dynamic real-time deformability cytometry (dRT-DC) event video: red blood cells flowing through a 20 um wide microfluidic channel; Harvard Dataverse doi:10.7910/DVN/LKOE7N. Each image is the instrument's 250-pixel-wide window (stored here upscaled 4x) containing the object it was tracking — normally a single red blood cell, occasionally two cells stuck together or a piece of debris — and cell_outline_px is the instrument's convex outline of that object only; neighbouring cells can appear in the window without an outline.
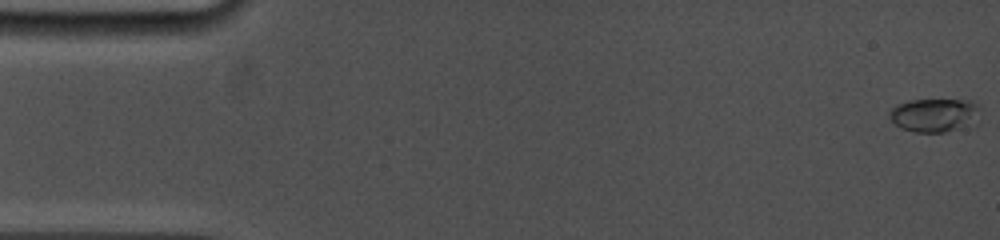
{"species": "common noctule bat (a hibernating species)", "species_latin": "Nyctalus noctula", "temperature_condition": "cold", "stored_images_in_passage": 54, "camera_frame_rate_fps": 5000, "um_per_image_px": 0.085, "animal": {"sex": "female", "body_mass_g": 19.0, "forearm_length_mm": 53.3}, "frame": {"image": 1, "passage_image": 1, "time_ms": 0.0, "image_size_px": [1000, 240], "cell_outline_px": [[980, 108], [956, 128], [944, 132], [916, 132], [900, 128], [888, 116], [888, 112], [896, 104], [908, 100], [972, 100]], "centroid_in_image_um": [79.21, 9.74], "position_along_channel_um": 5.8, "area_um2": 16.7}}
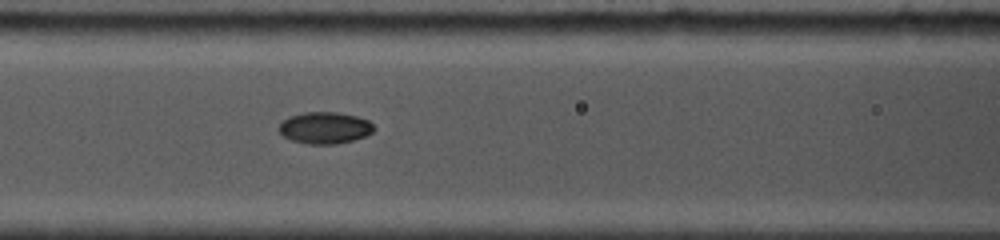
{"frame": {"image": 2, "passage_image": 25, "time_ms": 7.0, "image_size_px": [1000, 240], "cell_outline_px": [[376, 128], [372, 132], [364, 136], [352, 140], [336, 144], [308, 144], [292, 140], [284, 136], [280, 132], [280, 124], [288, 116], [304, 112], [336, 112], [356, 116], [368, 120]], "centroid_in_image_um": [27.62, 10.86], "position_along_channel_um": 139.0, "area_um2": 17.4}}
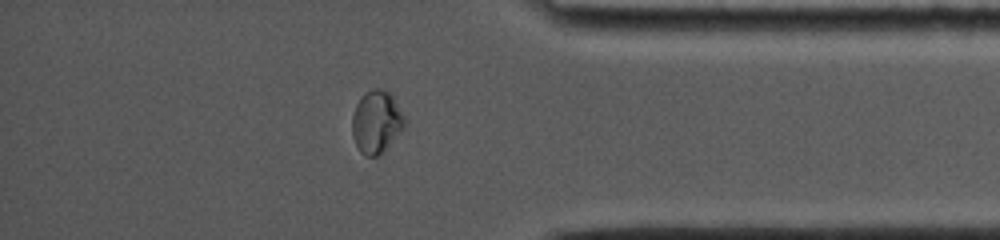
{"frame": {"image": 3, "passage_image": 47, "time_ms": 14.0, "image_size_px": [1000, 240], "cell_outline_px": [[404, 128], [376, 156], [368, 156], [360, 152], [352, 136], [352, 116], [356, 104], [360, 96], [364, 92], [372, 88], [380, 88], [388, 92], [392, 96], [404, 116]], "centroid_in_image_um": [31.95, 10.31], "position_along_channel_um": 403.2, "area_um2": 18.79}, "authors_computed_cell_mechanics": {"area_um2": 17.34, "velocity_mm_per_s": 3.8723, "shape_relaxation_time_tau1_ms": 5.155, "shape_relaxation_time_tau2_ms": null, "deformation_change_tau1": 0.1728, "deformation_change_tau2": null}}